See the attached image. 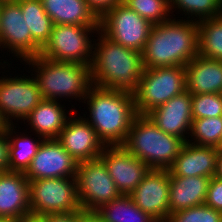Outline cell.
Returning <instances> with one entry per match:
<instances>
[{
	"label": "cell",
	"mask_w": 222,
	"mask_h": 222,
	"mask_svg": "<svg viewBox=\"0 0 222 222\" xmlns=\"http://www.w3.org/2000/svg\"><path fill=\"white\" fill-rule=\"evenodd\" d=\"M199 55L198 22L170 19L154 24L142 51L144 68L185 66Z\"/></svg>",
	"instance_id": "6da1fadb"
},
{
	"label": "cell",
	"mask_w": 222,
	"mask_h": 222,
	"mask_svg": "<svg viewBox=\"0 0 222 222\" xmlns=\"http://www.w3.org/2000/svg\"><path fill=\"white\" fill-rule=\"evenodd\" d=\"M97 34L93 43L92 85L133 95L144 70L142 53L111 41L100 31Z\"/></svg>",
	"instance_id": "7a4b0ae2"
},
{
	"label": "cell",
	"mask_w": 222,
	"mask_h": 222,
	"mask_svg": "<svg viewBox=\"0 0 222 222\" xmlns=\"http://www.w3.org/2000/svg\"><path fill=\"white\" fill-rule=\"evenodd\" d=\"M84 103L90 112L89 118L85 119L104 145H123L133 119L138 115L133 95L92 85Z\"/></svg>",
	"instance_id": "3957f363"
},
{
	"label": "cell",
	"mask_w": 222,
	"mask_h": 222,
	"mask_svg": "<svg viewBox=\"0 0 222 222\" xmlns=\"http://www.w3.org/2000/svg\"><path fill=\"white\" fill-rule=\"evenodd\" d=\"M35 71L34 79L45 100L61 98L82 101L85 99L90 87L91 65L76 62H57L45 59L40 55L22 61ZM31 65V66H30ZM77 98V99H76Z\"/></svg>",
	"instance_id": "277c9868"
},
{
	"label": "cell",
	"mask_w": 222,
	"mask_h": 222,
	"mask_svg": "<svg viewBox=\"0 0 222 222\" xmlns=\"http://www.w3.org/2000/svg\"><path fill=\"white\" fill-rule=\"evenodd\" d=\"M184 143L159 129L147 115H137L122 146L150 169L169 170Z\"/></svg>",
	"instance_id": "5b68a950"
},
{
	"label": "cell",
	"mask_w": 222,
	"mask_h": 222,
	"mask_svg": "<svg viewBox=\"0 0 222 222\" xmlns=\"http://www.w3.org/2000/svg\"><path fill=\"white\" fill-rule=\"evenodd\" d=\"M186 91L185 66L144 68L133 94L138 115H147L172 97Z\"/></svg>",
	"instance_id": "8992f818"
},
{
	"label": "cell",
	"mask_w": 222,
	"mask_h": 222,
	"mask_svg": "<svg viewBox=\"0 0 222 222\" xmlns=\"http://www.w3.org/2000/svg\"><path fill=\"white\" fill-rule=\"evenodd\" d=\"M96 32L99 26L53 25L50 38L39 55L57 62L91 65L94 50L91 35L94 38Z\"/></svg>",
	"instance_id": "52a82bcc"
},
{
	"label": "cell",
	"mask_w": 222,
	"mask_h": 222,
	"mask_svg": "<svg viewBox=\"0 0 222 222\" xmlns=\"http://www.w3.org/2000/svg\"><path fill=\"white\" fill-rule=\"evenodd\" d=\"M31 214L38 216L82 212L76 177L29 181Z\"/></svg>",
	"instance_id": "ba28073f"
},
{
	"label": "cell",
	"mask_w": 222,
	"mask_h": 222,
	"mask_svg": "<svg viewBox=\"0 0 222 222\" xmlns=\"http://www.w3.org/2000/svg\"><path fill=\"white\" fill-rule=\"evenodd\" d=\"M153 24L122 2L99 19V31L111 41L142 53Z\"/></svg>",
	"instance_id": "9c48e42d"
},
{
	"label": "cell",
	"mask_w": 222,
	"mask_h": 222,
	"mask_svg": "<svg viewBox=\"0 0 222 222\" xmlns=\"http://www.w3.org/2000/svg\"><path fill=\"white\" fill-rule=\"evenodd\" d=\"M76 183L83 211L95 212L102 205L121 196L105 164L99 158L78 163Z\"/></svg>",
	"instance_id": "30bf717a"
},
{
	"label": "cell",
	"mask_w": 222,
	"mask_h": 222,
	"mask_svg": "<svg viewBox=\"0 0 222 222\" xmlns=\"http://www.w3.org/2000/svg\"><path fill=\"white\" fill-rule=\"evenodd\" d=\"M1 76L0 79V114L8 125L14 119L24 121L34 108L44 99L32 76Z\"/></svg>",
	"instance_id": "8fae6325"
},
{
	"label": "cell",
	"mask_w": 222,
	"mask_h": 222,
	"mask_svg": "<svg viewBox=\"0 0 222 222\" xmlns=\"http://www.w3.org/2000/svg\"><path fill=\"white\" fill-rule=\"evenodd\" d=\"M0 48H8L7 51L13 53L21 62L41 52V48L32 39L18 2L1 3Z\"/></svg>",
	"instance_id": "7c38bea8"
},
{
	"label": "cell",
	"mask_w": 222,
	"mask_h": 222,
	"mask_svg": "<svg viewBox=\"0 0 222 222\" xmlns=\"http://www.w3.org/2000/svg\"><path fill=\"white\" fill-rule=\"evenodd\" d=\"M77 165L57 139H44L24 174L29 181L76 177Z\"/></svg>",
	"instance_id": "4fadbf2b"
},
{
	"label": "cell",
	"mask_w": 222,
	"mask_h": 222,
	"mask_svg": "<svg viewBox=\"0 0 222 222\" xmlns=\"http://www.w3.org/2000/svg\"><path fill=\"white\" fill-rule=\"evenodd\" d=\"M99 159L105 164L121 195H130L150 171L146 163L122 145L105 146Z\"/></svg>",
	"instance_id": "5bb4252c"
},
{
	"label": "cell",
	"mask_w": 222,
	"mask_h": 222,
	"mask_svg": "<svg viewBox=\"0 0 222 222\" xmlns=\"http://www.w3.org/2000/svg\"><path fill=\"white\" fill-rule=\"evenodd\" d=\"M65 127L61 130L57 140L62 147L75 159L77 163L98 159L105 147L94 128L85 119V115L74 117L73 110L68 114Z\"/></svg>",
	"instance_id": "9a60e30c"
},
{
	"label": "cell",
	"mask_w": 222,
	"mask_h": 222,
	"mask_svg": "<svg viewBox=\"0 0 222 222\" xmlns=\"http://www.w3.org/2000/svg\"><path fill=\"white\" fill-rule=\"evenodd\" d=\"M169 179V170L150 169L130 194L136 206L158 222H166L169 217Z\"/></svg>",
	"instance_id": "2e32d148"
},
{
	"label": "cell",
	"mask_w": 222,
	"mask_h": 222,
	"mask_svg": "<svg viewBox=\"0 0 222 222\" xmlns=\"http://www.w3.org/2000/svg\"><path fill=\"white\" fill-rule=\"evenodd\" d=\"M191 104L192 94L186 90L155 108L147 116L166 134L187 142L193 121Z\"/></svg>",
	"instance_id": "e0dca14e"
},
{
	"label": "cell",
	"mask_w": 222,
	"mask_h": 222,
	"mask_svg": "<svg viewBox=\"0 0 222 222\" xmlns=\"http://www.w3.org/2000/svg\"><path fill=\"white\" fill-rule=\"evenodd\" d=\"M29 214V180L24 172H0V217L17 221Z\"/></svg>",
	"instance_id": "ac0fdd59"
},
{
	"label": "cell",
	"mask_w": 222,
	"mask_h": 222,
	"mask_svg": "<svg viewBox=\"0 0 222 222\" xmlns=\"http://www.w3.org/2000/svg\"><path fill=\"white\" fill-rule=\"evenodd\" d=\"M218 152L217 147L185 142L169 172L173 177H213Z\"/></svg>",
	"instance_id": "d6986e66"
},
{
	"label": "cell",
	"mask_w": 222,
	"mask_h": 222,
	"mask_svg": "<svg viewBox=\"0 0 222 222\" xmlns=\"http://www.w3.org/2000/svg\"><path fill=\"white\" fill-rule=\"evenodd\" d=\"M186 90L191 94H222V61L200 55L186 65Z\"/></svg>",
	"instance_id": "ffe728a7"
},
{
	"label": "cell",
	"mask_w": 222,
	"mask_h": 222,
	"mask_svg": "<svg viewBox=\"0 0 222 222\" xmlns=\"http://www.w3.org/2000/svg\"><path fill=\"white\" fill-rule=\"evenodd\" d=\"M211 177H173L169 179V215L205 203Z\"/></svg>",
	"instance_id": "44dd1931"
},
{
	"label": "cell",
	"mask_w": 222,
	"mask_h": 222,
	"mask_svg": "<svg viewBox=\"0 0 222 222\" xmlns=\"http://www.w3.org/2000/svg\"><path fill=\"white\" fill-rule=\"evenodd\" d=\"M68 112L58 100L43 99L25 120L42 139H57L68 120Z\"/></svg>",
	"instance_id": "7402d4cb"
},
{
	"label": "cell",
	"mask_w": 222,
	"mask_h": 222,
	"mask_svg": "<svg viewBox=\"0 0 222 222\" xmlns=\"http://www.w3.org/2000/svg\"><path fill=\"white\" fill-rule=\"evenodd\" d=\"M54 25L99 26V18L86 0H41Z\"/></svg>",
	"instance_id": "603a6c76"
},
{
	"label": "cell",
	"mask_w": 222,
	"mask_h": 222,
	"mask_svg": "<svg viewBox=\"0 0 222 222\" xmlns=\"http://www.w3.org/2000/svg\"><path fill=\"white\" fill-rule=\"evenodd\" d=\"M15 127V128H14ZM17 127L8 125L5 133L9 140V165L8 171L25 172L33 157L36 155L39 145L44 139L36 135V140L28 136V134L20 132L17 134ZM14 130V131H13ZM27 135V136H26ZM16 136V137H15Z\"/></svg>",
	"instance_id": "cb8c5ba5"
},
{
	"label": "cell",
	"mask_w": 222,
	"mask_h": 222,
	"mask_svg": "<svg viewBox=\"0 0 222 222\" xmlns=\"http://www.w3.org/2000/svg\"><path fill=\"white\" fill-rule=\"evenodd\" d=\"M103 222H158L142 211L130 195H121L95 211Z\"/></svg>",
	"instance_id": "d4e9b609"
},
{
	"label": "cell",
	"mask_w": 222,
	"mask_h": 222,
	"mask_svg": "<svg viewBox=\"0 0 222 222\" xmlns=\"http://www.w3.org/2000/svg\"><path fill=\"white\" fill-rule=\"evenodd\" d=\"M22 15L30 29L33 41L42 49L53 28L51 18L45 12L41 0H18Z\"/></svg>",
	"instance_id": "484cf974"
},
{
	"label": "cell",
	"mask_w": 222,
	"mask_h": 222,
	"mask_svg": "<svg viewBox=\"0 0 222 222\" xmlns=\"http://www.w3.org/2000/svg\"><path fill=\"white\" fill-rule=\"evenodd\" d=\"M199 55L222 61V15L198 22Z\"/></svg>",
	"instance_id": "4316f807"
},
{
	"label": "cell",
	"mask_w": 222,
	"mask_h": 222,
	"mask_svg": "<svg viewBox=\"0 0 222 222\" xmlns=\"http://www.w3.org/2000/svg\"><path fill=\"white\" fill-rule=\"evenodd\" d=\"M189 137L191 140L187 142L192 144L218 147L222 138V116L193 119Z\"/></svg>",
	"instance_id": "83f0119b"
},
{
	"label": "cell",
	"mask_w": 222,
	"mask_h": 222,
	"mask_svg": "<svg viewBox=\"0 0 222 222\" xmlns=\"http://www.w3.org/2000/svg\"><path fill=\"white\" fill-rule=\"evenodd\" d=\"M171 14L175 11L172 9L177 8L179 11L187 16V20H195L199 22L211 17H217L222 15V0H169ZM192 17V18H190ZM190 18V19H189Z\"/></svg>",
	"instance_id": "f1b7e54d"
},
{
	"label": "cell",
	"mask_w": 222,
	"mask_h": 222,
	"mask_svg": "<svg viewBox=\"0 0 222 222\" xmlns=\"http://www.w3.org/2000/svg\"><path fill=\"white\" fill-rule=\"evenodd\" d=\"M122 3L153 25L174 18L170 15L169 0H122Z\"/></svg>",
	"instance_id": "f546056e"
},
{
	"label": "cell",
	"mask_w": 222,
	"mask_h": 222,
	"mask_svg": "<svg viewBox=\"0 0 222 222\" xmlns=\"http://www.w3.org/2000/svg\"><path fill=\"white\" fill-rule=\"evenodd\" d=\"M193 119L222 116V94H192Z\"/></svg>",
	"instance_id": "4dcf8cb0"
},
{
	"label": "cell",
	"mask_w": 222,
	"mask_h": 222,
	"mask_svg": "<svg viewBox=\"0 0 222 222\" xmlns=\"http://www.w3.org/2000/svg\"><path fill=\"white\" fill-rule=\"evenodd\" d=\"M166 222H222V213L203 204L172 213Z\"/></svg>",
	"instance_id": "1f68e13d"
},
{
	"label": "cell",
	"mask_w": 222,
	"mask_h": 222,
	"mask_svg": "<svg viewBox=\"0 0 222 222\" xmlns=\"http://www.w3.org/2000/svg\"><path fill=\"white\" fill-rule=\"evenodd\" d=\"M204 204L222 213V180L211 177Z\"/></svg>",
	"instance_id": "d6a6232c"
},
{
	"label": "cell",
	"mask_w": 222,
	"mask_h": 222,
	"mask_svg": "<svg viewBox=\"0 0 222 222\" xmlns=\"http://www.w3.org/2000/svg\"><path fill=\"white\" fill-rule=\"evenodd\" d=\"M89 8L100 19L107 11L111 10L122 0H86Z\"/></svg>",
	"instance_id": "836d02e7"
},
{
	"label": "cell",
	"mask_w": 222,
	"mask_h": 222,
	"mask_svg": "<svg viewBox=\"0 0 222 222\" xmlns=\"http://www.w3.org/2000/svg\"><path fill=\"white\" fill-rule=\"evenodd\" d=\"M9 140L6 133L0 134V172L8 171Z\"/></svg>",
	"instance_id": "e575fe53"
},
{
	"label": "cell",
	"mask_w": 222,
	"mask_h": 222,
	"mask_svg": "<svg viewBox=\"0 0 222 222\" xmlns=\"http://www.w3.org/2000/svg\"><path fill=\"white\" fill-rule=\"evenodd\" d=\"M46 222H77V213L45 215Z\"/></svg>",
	"instance_id": "d590c367"
},
{
	"label": "cell",
	"mask_w": 222,
	"mask_h": 222,
	"mask_svg": "<svg viewBox=\"0 0 222 222\" xmlns=\"http://www.w3.org/2000/svg\"><path fill=\"white\" fill-rule=\"evenodd\" d=\"M77 222H103L95 212H77Z\"/></svg>",
	"instance_id": "8d00e7d4"
},
{
	"label": "cell",
	"mask_w": 222,
	"mask_h": 222,
	"mask_svg": "<svg viewBox=\"0 0 222 222\" xmlns=\"http://www.w3.org/2000/svg\"><path fill=\"white\" fill-rule=\"evenodd\" d=\"M16 222H46V221L44 219V216L29 214L23 216L21 219L17 220Z\"/></svg>",
	"instance_id": "74e56055"
},
{
	"label": "cell",
	"mask_w": 222,
	"mask_h": 222,
	"mask_svg": "<svg viewBox=\"0 0 222 222\" xmlns=\"http://www.w3.org/2000/svg\"><path fill=\"white\" fill-rule=\"evenodd\" d=\"M214 177L222 180V151L218 152Z\"/></svg>",
	"instance_id": "f35d334b"
},
{
	"label": "cell",
	"mask_w": 222,
	"mask_h": 222,
	"mask_svg": "<svg viewBox=\"0 0 222 222\" xmlns=\"http://www.w3.org/2000/svg\"><path fill=\"white\" fill-rule=\"evenodd\" d=\"M7 126H8V124L3 119L2 115L0 114V134L5 132Z\"/></svg>",
	"instance_id": "ab89813d"
},
{
	"label": "cell",
	"mask_w": 222,
	"mask_h": 222,
	"mask_svg": "<svg viewBox=\"0 0 222 222\" xmlns=\"http://www.w3.org/2000/svg\"><path fill=\"white\" fill-rule=\"evenodd\" d=\"M0 222H16L10 218H3V217H0Z\"/></svg>",
	"instance_id": "60d3db41"
},
{
	"label": "cell",
	"mask_w": 222,
	"mask_h": 222,
	"mask_svg": "<svg viewBox=\"0 0 222 222\" xmlns=\"http://www.w3.org/2000/svg\"><path fill=\"white\" fill-rule=\"evenodd\" d=\"M18 0H0V3L17 2Z\"/></svg>",
	"instance_id": "b9f144b4"
},
{
	"label": "cell",
	"mask_w": 222,
	"mask_h": 222,
	"mask_svg": "<svg viewBox=\"0 0 222 222\" xmlns=\"http://www.w3.org/2000/svg\"><path fill=\"white\" fill-rule=\"evenodd\" d=\"M217 150L218 151H222V138H221V141H220V143H219V145L217 147Z\"/></svg>",
	"instance_id": "7bdbcfd3"
}]
</instances>
